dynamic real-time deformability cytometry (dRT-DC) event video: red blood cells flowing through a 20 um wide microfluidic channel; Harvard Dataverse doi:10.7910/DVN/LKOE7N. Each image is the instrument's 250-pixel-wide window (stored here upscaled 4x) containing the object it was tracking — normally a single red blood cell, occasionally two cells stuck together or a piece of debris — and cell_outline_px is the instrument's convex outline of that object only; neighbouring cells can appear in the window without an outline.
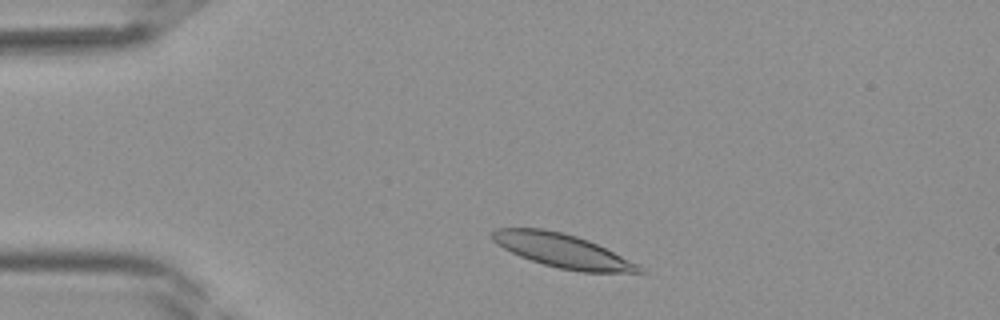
{"species": "Egyptian fruit bat (a non-hibernating species)", "species_latin": "Rousettus aegyptiacus", "temperature_condition": "room temperature", "stored_images_in_passage": 35, "camera_frame_rate_fps": 3000, "um_per_image_px": 0.085, "frame": {"image": 1, "passage_image": 3, "time_ms": 0.667, "image_size_px": [1000, 320], "cell_outline_px": [[648, 272], [580, 272], [560, 268], [544, 264], [520, 256], [496, 244], [488, 236], [496, 228], [544, 228], [564, 232], [588, 240], [640, 264]], "centroid_in_image_um": [47.81, 21.3], "position_along_channel_um": 37.2, "area_um2": 28.9}}
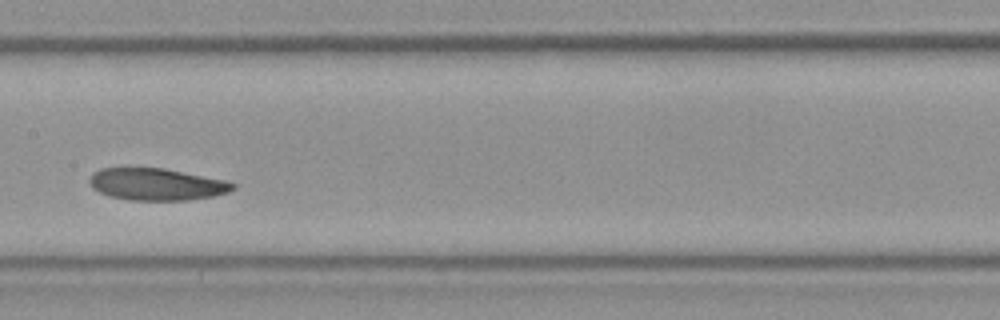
{"frame": {"image": 2, "passage_image": 15, "time_ms": 4.667, "image_size_px": [1000, 320], "cell_outline_px": [[236, 188], [228, 192], [212, 196], [188, 200], [128, 200], [112, 196], [100, 192], [92, 188], [88, 180], [92, 172], [100, 168], [164, 168], [224, 180], [236, 184]], "centroid_in_image_um": [13.28, 15.66], "position_along_channel_um": 194.1, "area_um2": 26.65}}
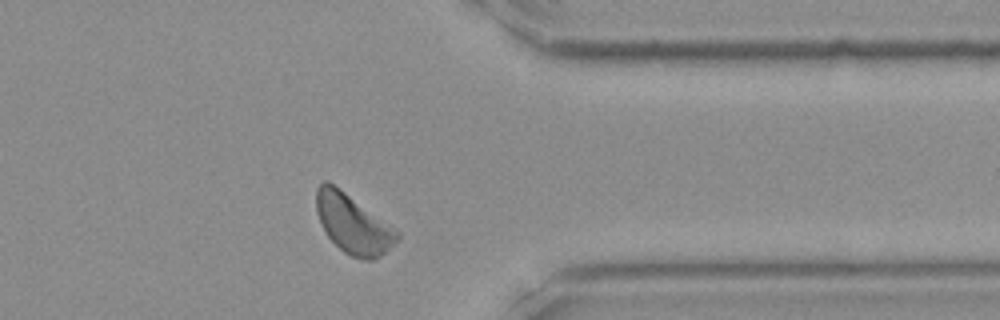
{"frame": {"image": 3, "passage_image": 27, "time_ms": 8.667, "image_size_px": [1000, 320], "cell_outline_px": [[400, 240], [380, 256], [372, 260], [368, 260], [352, 256], [344, 252], [328, 236], [316, 212], [316, 188], [324, 180], [328, 180], [396, 228], [400, 232]], "centroid_in_image_um": [30.03, 19.02], "position_along_channel_um": 381.4, "area_um2": 27.69}}